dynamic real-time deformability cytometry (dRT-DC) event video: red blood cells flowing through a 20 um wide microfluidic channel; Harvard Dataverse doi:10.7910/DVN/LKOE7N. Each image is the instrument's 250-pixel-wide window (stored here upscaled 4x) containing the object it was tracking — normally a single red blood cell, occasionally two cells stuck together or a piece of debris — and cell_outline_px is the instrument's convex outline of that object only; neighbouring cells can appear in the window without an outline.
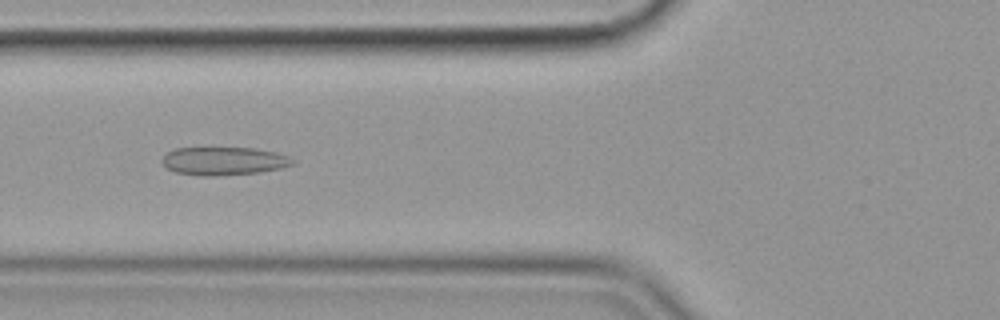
{"species": "common noctule bat (a hibernating species)", "species_latin": "Nyctalus noctula", "temperature_condition": "cold", "stored_images_in_passage": 46, "camera_frame_rate_fps": 3000, "um_per_image_px": 0.085, "animal": {"sex": "female", "body_mass_g": 19.9}, "frame": {"image": 1, "passage_image": 11, "time_ms": 3.333, "image_size_px": [1000, 320], "cell_outline_px": [[296, 160], [292, 164], [280, 168], [260, 172], [212, 176], [200, 176], [176, 172], [168, 168], [160, 160], [168, 152], [176, 148], [252, 148], [272, 152], [288, 156]], "centroid_in_image_um": [19.0, 13.69], "position_along_channel_um": 106.8, "area_um2": 21.15}}
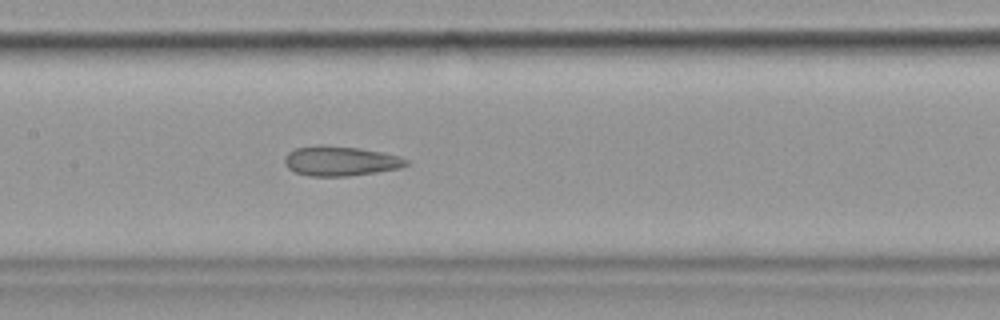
{"frame": {"image": 2, "passage_image": 17, "time_ms": 5.333, "image_size_px": [1000, 320], "cell_outline_px": [[408, 164], [400, 168], [376, 172], [348, 176], [308, 176], [296, 172], [288, 168], [284, 164], [284, 156], [288, 152], [296, 148], [320, 144], [356, 148], [380, 152], [396, 156], [408, 160]], "centroid_in_image_um": [28.87, 13.69], "position_along_channel_um": 178.5, "area_um2": 20.92}}
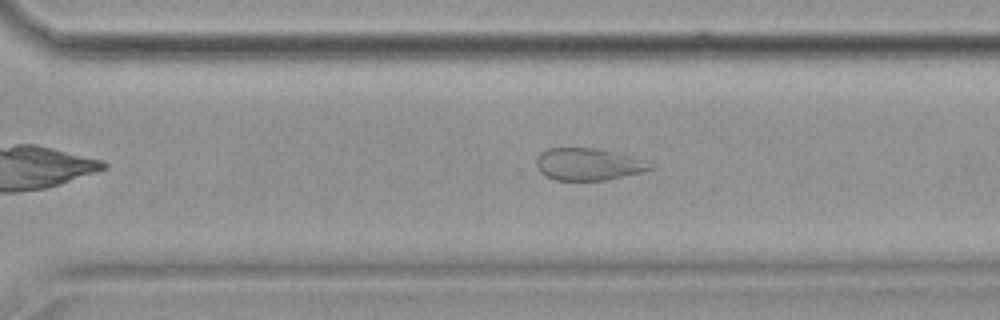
{"frame": {"image": 3, "passage_image": 29, "time_ms": 9.333, "image_size_px": [1000, 320], "cell_outline_px": [[652, 168], [640, 172], [604, 180], [556, 180], [544, 176], [540, 172], [536, 164], [536, 156], [540, 152], [548, 148], [596, 148], [628, 156], [652, 164]], "centroid_in_image_um": [49.89, 13.96], "position_along_channel_um": 320.7, "area_um2": 20.92}, "authors_computed_cell_mechanics": {"area_um2": 23.409, "velocity_mm_per_s": 3.5759, "shape_relaxation_time_tau1_ms": null, "shape_relaxation_time_tau2_ms": 1.7288, "deformation_change_tau1": null, "deformation_change_tau2": 0.0693}}